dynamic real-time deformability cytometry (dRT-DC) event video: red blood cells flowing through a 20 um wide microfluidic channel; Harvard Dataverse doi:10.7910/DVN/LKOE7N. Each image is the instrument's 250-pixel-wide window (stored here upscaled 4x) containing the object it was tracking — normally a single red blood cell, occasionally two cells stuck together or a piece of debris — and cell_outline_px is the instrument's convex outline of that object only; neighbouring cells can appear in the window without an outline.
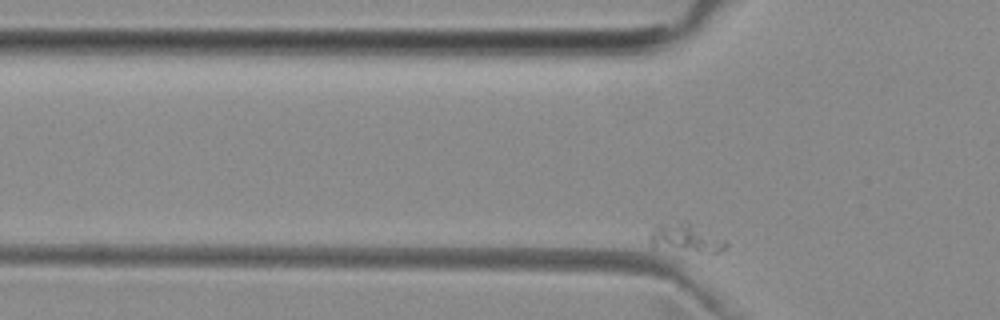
{"species": "common noctule bat (a hibernating species)", "species_latin": "Nyctalus noctula", "temperature_condition": "room temperature", "stored_images_in_passage": 38, "camera_frame_rate_fps": 3000, "um_per_image_px": 0.085, "animal": {"sex": "female", "body_mass_g": 29.2, "forearm_length_mm": 56.3}, "frame": {"image": 1, "passage_image": 4, "time_ms": 1.0, "image_size_px": [1000, 320], "cell_outline_px": [[728, 244], [720, 252], [712, 252], [652, 248], [648, 240], [648, 236], [652, 228], [660, 224], [688, 220], [724, 240]], "centroid_in_image_um": [58.21, 20.21], "position_along_channel_um": 67.6, "area_um2": 12.83}}
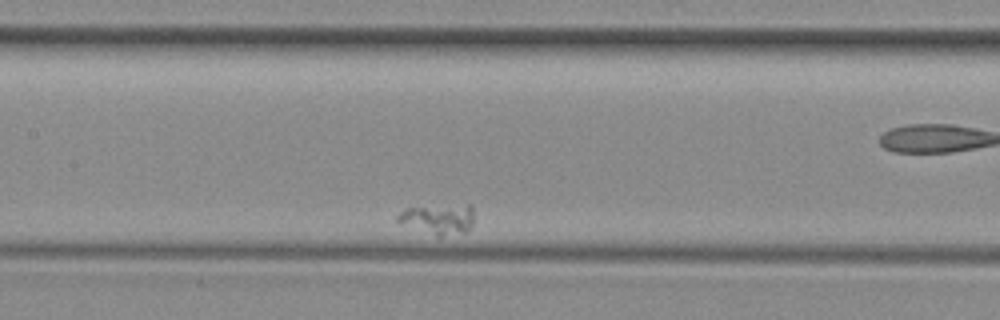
{"frame": {"image": 2, "passage_image": 15, "time_ms": 4.667, "image_size_px": [1000, 320], "cell_outline_px": [[472, 224], [468, 232], [440, 236], [436, 236], [396, 220], [396, 216], [400, 212], [408, 208], [468, 204], [472, 204]], "centroid_in_image_um": [37.31, 18.62], "position_along_channel_um": 170.1, "area_um2": 13.12}}
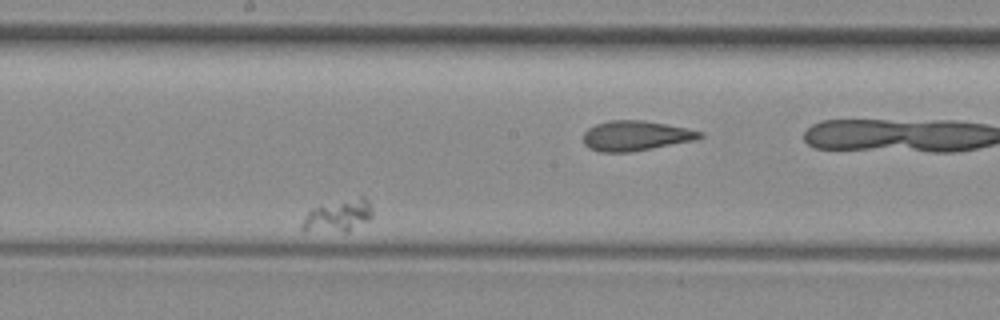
{"frame": {"image": 3, "passage_image": 20, "time_ms": 6.333, "image_size_px": [1000, 320], "cell_outline_px": [[372, 216], [368, 220], [348, 232], [304, 232], [300, 228], [304, 216], [312, 208], [360, 196], [364, 196], [368, 200], [372, 208]], "centroid_in_image_um": [28.72, 18.37], "position_along_channel_um": 219.5, "area_um2": 13.35}}